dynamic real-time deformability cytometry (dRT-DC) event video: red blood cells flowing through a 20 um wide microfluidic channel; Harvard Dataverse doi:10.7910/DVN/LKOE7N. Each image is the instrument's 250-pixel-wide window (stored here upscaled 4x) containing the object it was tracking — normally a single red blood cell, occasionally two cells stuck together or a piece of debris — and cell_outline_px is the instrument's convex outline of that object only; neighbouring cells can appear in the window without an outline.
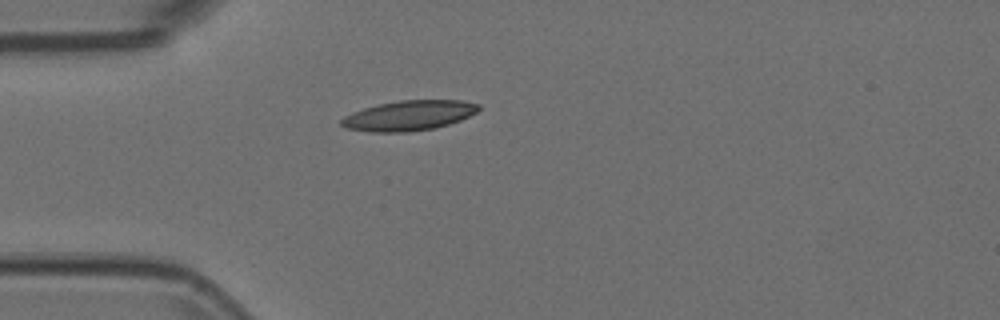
{"species": "Egyptian fruit bat (a non-hibernating species)", "species_latin": "Rousettus aegyptiacus", "temperature_condition": "room temperature", "stored_images_in_passage": 33, "camera_frame_rate_fps": 3000, "um_per_image_px": 0.085, "animal": {"sex": "female"}, "frame": {"image": 1, "passage_image": 1, "time_ms": 0.0, "image_size_px": [1000, 320], "cell_outline_px": [[480, 108], [476, 112], [460, 120], [448, 124], [432, 128], [408, 132], [368, 132], [348, 128], [340, 124], [340, 120], [344, 116], [352, 112], [364, 108], [380, 104], [400, 100], [460, 100], [480, 104]], "centroid_in_image_um": [34.74, 9.82], "position_along_channel_um": 50.3, "area_um2": 23.87}}
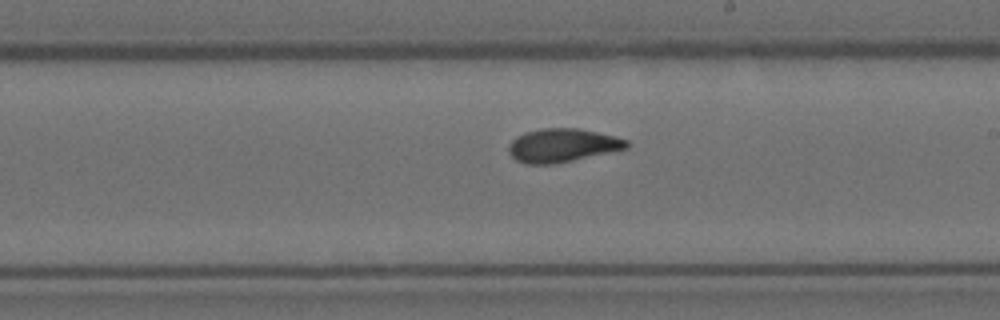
{"frame": {"image": 2, "passage_image": 17, "time_ms": 5.333, "image_size_px": [1000, 320], "cell_outline_px": [[628, 148], [556, 164], [524, 164], [516, 160], [508, 152], [508, 144], [516, 136], [524, 132], [540, 128], [580, 128], [616, 136], [628, 140]], "centroid_in_image_um": [47.78, 12.35], "position_along_channel_um": 241.2, "area_um2": 23.29}}
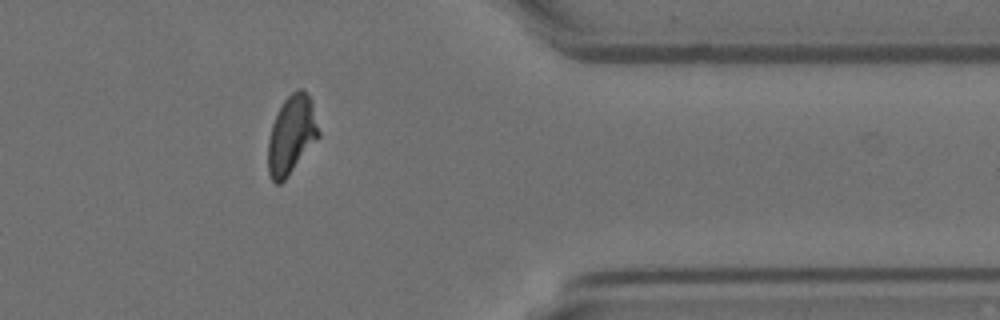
{"frame": {"image": 3, "passage_image": 30, "time_ms": 9.667, "image_size_px": [1000, 320], "cell_outline_px": [[320, 136], [288, 176], [280, 184], [276, 184], [272, 180], [268, 172], [268, 140], [272, 124], [284, 100], [296, 88], [304, 88], [312, 100], [320, 132]], "centroid_in_image_um": [24.79, 11.44], "position_along_channel_um": 386.6, "area_um2": 23.24}}